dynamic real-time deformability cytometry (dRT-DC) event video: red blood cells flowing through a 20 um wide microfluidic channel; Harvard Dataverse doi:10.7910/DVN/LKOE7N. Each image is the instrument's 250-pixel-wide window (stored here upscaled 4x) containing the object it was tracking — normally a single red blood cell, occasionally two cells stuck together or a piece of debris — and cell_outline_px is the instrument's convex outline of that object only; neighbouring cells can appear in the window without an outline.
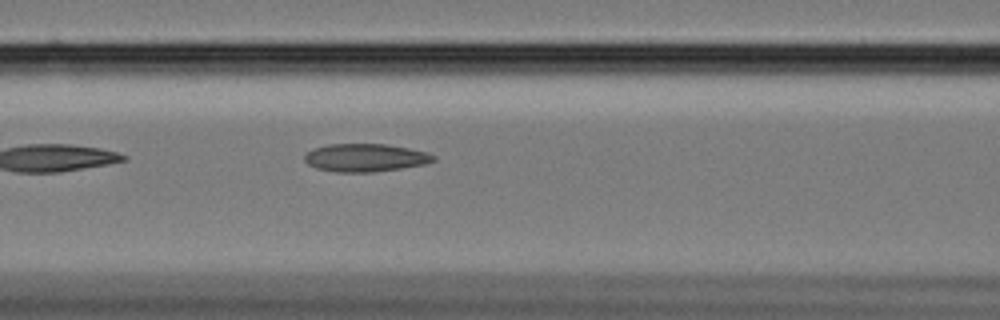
{"species": "Egyptian fruit bat (a non-hibernating species)", "species_latin": "Rousettus aegyptiacus", "temperature_condition": "cold", "stored_images_in_passage": 23, "camera_frame_rate_fps": 3000, "um_per_image_px": 0.085, "animal": {"sex": "female"}, "frame": {"image": 1, "passage_image": 7, "time_ms": 2.0, "image_size_px": [1000, 320], "cell_outline_px": [[436, 160], [428, 164], [372, 172], [336, 172], [316, 168], [308, 164], [304, 160], [304, 152], [312, 148], [328, 144], [388, 144], [428, 152], [436, 156]], "centroid_in_image_um": [31.05, 13.4], "position_along_channel_um": 135.6, "area_um2": 21.27}}